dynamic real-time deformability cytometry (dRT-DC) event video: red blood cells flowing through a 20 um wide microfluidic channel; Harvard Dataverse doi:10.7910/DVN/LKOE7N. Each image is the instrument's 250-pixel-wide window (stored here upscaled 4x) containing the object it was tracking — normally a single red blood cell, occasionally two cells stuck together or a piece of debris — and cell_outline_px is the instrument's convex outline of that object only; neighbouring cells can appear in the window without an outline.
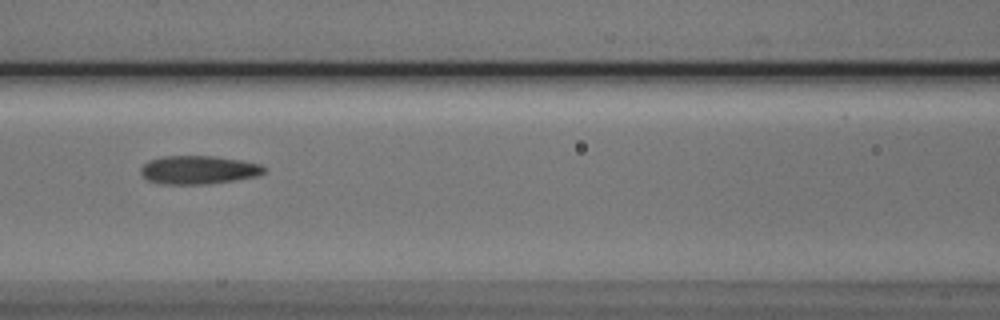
{"species": "Egyptian fruit bat (a non-hibernating species)", "species_latin": "Rousettus aegyptiacus", "temperature_condition": "cold", "stored_images_in_passage": 8, "camera_frame_rate_fps": 3000, "um_per_image_px": 0.085, "animal": {"sex": "male"}, "frame": {"image": 1, "passage_image": 7, "time_ms": 6.667, "image_size_px": [1000, 320], "cell_outline_px": [[268, 168], [260, 176], [236, 180], [208, 184], [160, 184], [148, 180], [140, 172], [140, 168], [148, 160], [164, 156], [216, 156], [240, 160], [260, 164]], "centroid_in_image_um": [16.9, 14.44], "position_along_channel_um": 149.7, "area_um2": 20.63}}
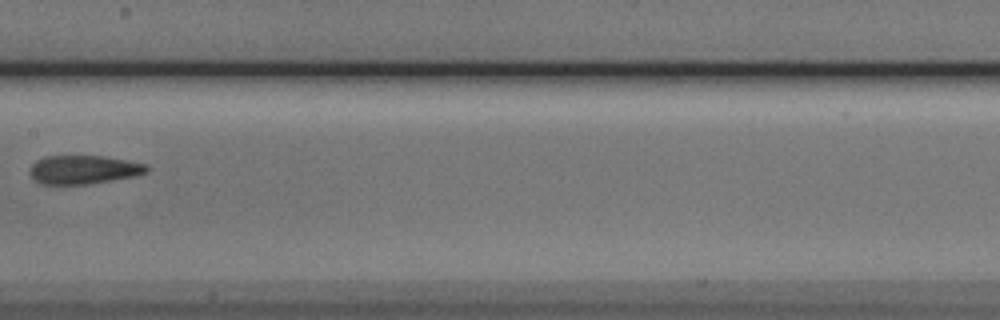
{"frame": {"image": 2, "passage_image": 8, "time_ms": 8.0, "image_size_px": [1000, 320], "cell_outline_px": [[148, 172], [136, 176], [88, 184], [44, 184], [36, 180], [28, 172], [32, 164], [36, 160], [44, 156], [104, 156], [148, 164]], "centroid_in_image_um": [7.12, 14.41], "position_along_channel_um": 200.3, "area_um2": 19.54}}